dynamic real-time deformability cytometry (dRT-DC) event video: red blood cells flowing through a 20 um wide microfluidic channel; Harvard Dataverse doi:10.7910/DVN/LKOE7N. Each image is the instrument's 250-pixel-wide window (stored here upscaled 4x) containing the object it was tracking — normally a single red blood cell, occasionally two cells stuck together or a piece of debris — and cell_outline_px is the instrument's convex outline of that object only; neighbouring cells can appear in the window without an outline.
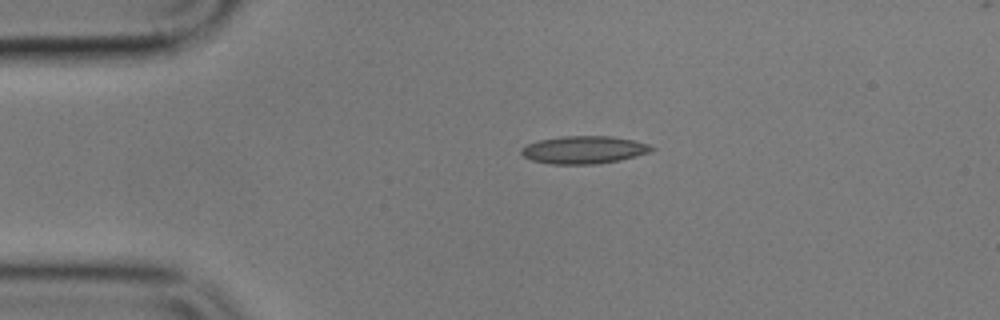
{"species": "common noctule bat (a hibernating species)", "species_latin": "Nyctalus noctula", "temperature_condition": "cold", "stored_images_in_passage": 3, "camera_frame_rate_fps": 3000, "um_per_image_px": 0.085, "animal": {"sex": "male", "body_mass_g": 17.9}, "frame": {"image": 1, "passage_image": 1, "time_ms": 0.0, "image_size_px": [1000, 320], "cell_outline_px": [[656, 148], [648, 152], [636, 156], [620, 160], [596, 164], [552, 164], [532, 160], [524, 156], [520, 152], [520, 148], [528, 144], [540, 140], [560, 136], [608, 136], [632, 140], [648, 144]], "centroid_in_image_um": [49.61, 12.73], "position_along_channel_um": 35.4, "area_um2": 20.87}}